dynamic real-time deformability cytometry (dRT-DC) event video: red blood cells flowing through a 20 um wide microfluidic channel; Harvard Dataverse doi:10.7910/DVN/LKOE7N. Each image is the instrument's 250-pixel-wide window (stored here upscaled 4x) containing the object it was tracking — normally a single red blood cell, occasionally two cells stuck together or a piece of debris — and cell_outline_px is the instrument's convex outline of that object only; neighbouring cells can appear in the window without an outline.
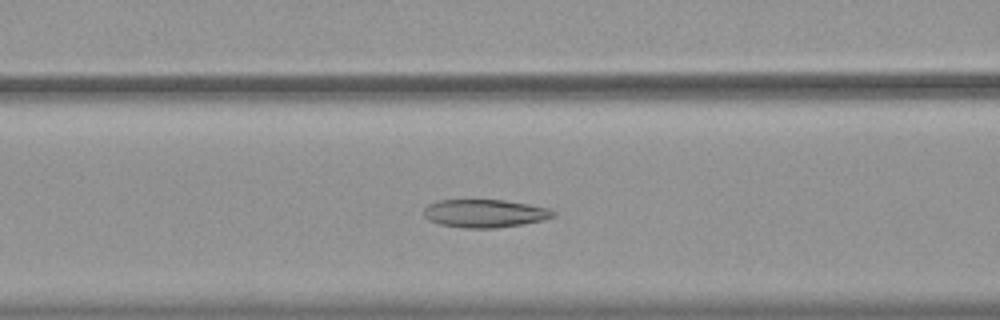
{"species": "common noctule bat (a hibernating species)", "species_latin": "Nyctalus noctula", "temperature_condition": "warm", "stored_images_in_passage": 53, "camera_frame_rate_fps": 3000, "um_per_image_px": 0.085, "animal": {"sex": "female", "body_mass_g": 19.9}, "frame": {"image": 1, "passage_image": 21, "time_ms": 6.667, "image_size_px": [1000, 320], "cell_outline_px": [[556, 216], [544, 220], [524, 224], [496, 228], [464, 228], [440, 224], [428, 220], [424, 216], [424, 208], [428, 204], [440, 200], [504, 200], [528, 204], [548, 208], [556, 212]], "centroid_in_image_um": [41.22, 18.14], "position_along_channel_um": 125.4, "area_um2": 21.27}}
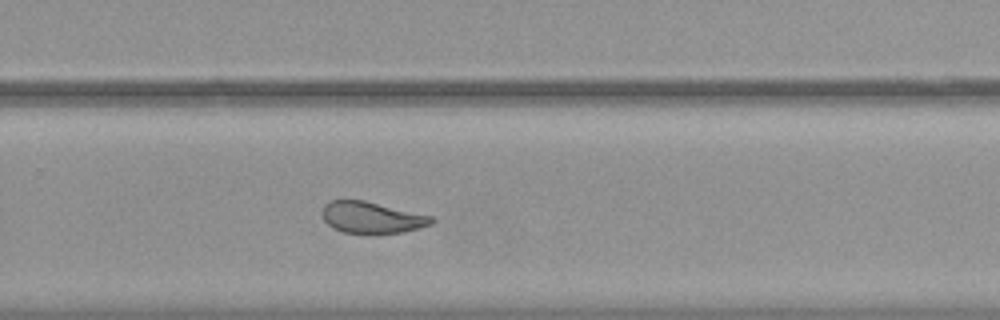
{"frame": {"image": 2, "passage_image": 35, "time_ms": 11.333, "image_size_px": [1000, 320], "cell_outline_px": [[436, 220], [432, 224], [420, 228], [404, 232], [368, 236], [344, 232], [332, 228], [324, 220], [324, 204], [332, 200], [364, 200], [436, 216]], "centroid_in_image_um": [31.69, 18.52], "position_along_channel_um": 298.1, "area_um2": 20.81}}
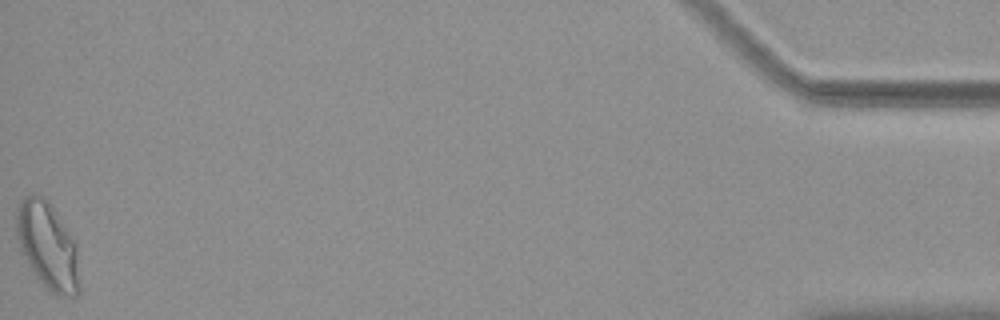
{"frame": {"image": 3, "passage_image": 53, "time_ms": 17.333, "image_size_px": [1000, 320], "cell_outline_px": [[80, 288], [76, 296], [56, 296], [48, 292], [36, 276], [20, 252], [16, 236], [16, 208], [20, 200], [24, 196], [40, 196], [48, 200], [52, 204], [76, 244]], "centroid_in_image_um": [4.03, 20.92], "position_along_channel_um": 431.2, "area_um2": 32.31}, "authors_computed_cell_mechanics": {"area_um2": 24.5072, "velocity_mm_per_s": 3.7142, "shape_relaxation_time_tau1_ms": null, "shape_relaxation_time_tau2_ms": 1.9833, "deformation_change_tau1": null, "deformation_change_tau2": 0.0854}}